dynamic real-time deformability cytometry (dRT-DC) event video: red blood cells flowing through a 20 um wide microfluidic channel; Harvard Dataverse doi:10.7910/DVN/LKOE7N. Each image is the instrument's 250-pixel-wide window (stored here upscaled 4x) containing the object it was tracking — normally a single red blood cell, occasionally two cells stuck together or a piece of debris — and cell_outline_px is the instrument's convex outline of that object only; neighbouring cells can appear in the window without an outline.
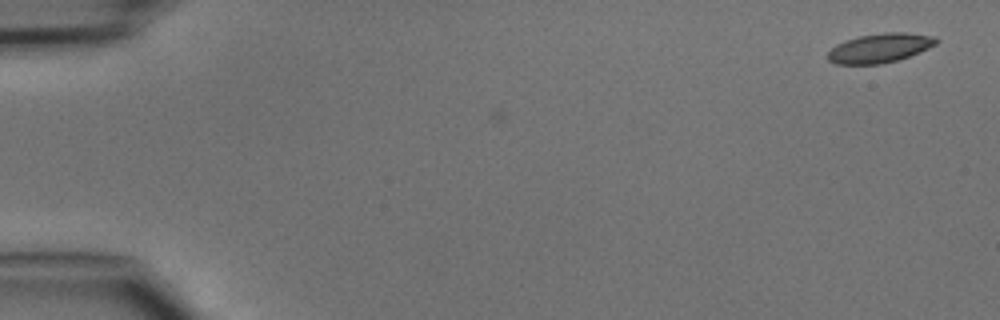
{"species": "common noctule bat (a hibernating species)", "species_latin": "Nyctalus noctula", "temperature_condition": "cold", "stored_images_in_passage": 5, "camera_frame_rate_fps": 3000, "um_per_image_px": 0.085, "animal": {"sex": "male", "body_mass_g": 15.6}, "frame": {"image": 1, "passage_image": 5, "time_ms": 1.333, "image_size_px": [1000, 320], "cell_outline_px": [[940, 40], [936, 44], [920, 52], [900, 60], [880, 64], [836, 64], [828, 60], [828, 52], [836, 44], [860, 36], [884, 32], [904, 32], [936, 36]], "centroid_in_image_um": [74.83, 4.08], "position_along_channel_um": 10.2, "area_um2": 18.55}}